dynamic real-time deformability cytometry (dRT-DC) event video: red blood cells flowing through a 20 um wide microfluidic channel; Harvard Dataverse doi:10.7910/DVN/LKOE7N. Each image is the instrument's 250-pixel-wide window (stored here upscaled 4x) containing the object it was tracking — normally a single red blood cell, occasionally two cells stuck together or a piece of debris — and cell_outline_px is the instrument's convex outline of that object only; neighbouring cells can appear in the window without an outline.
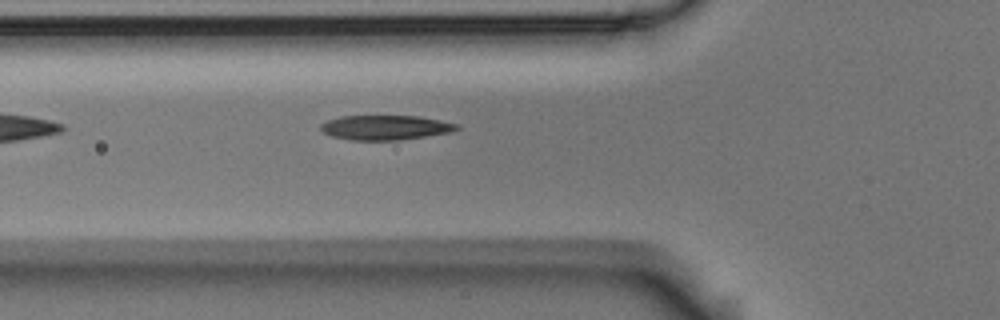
{"species": "Egyptian fruit bat (a non-hibernating species)", "species_latin": "Rousettus aegyptiacus", "temperature_condition": "room temperature", "stored_images_in_passage": 3, "camera_frame_rate_fps": 3000, "um_per_image_px": 0.085, "animal": {"sex": "male"}, "frame": {"image": 1, "passage_image": 3, "time_ms": 0.667, "image_size_px": [1000, 320], "cell_outline_px": [[460, 128], [452, 132], [400, 140], [348, 140], [332, 136], [324, 132], [320, 128], [320, 124], [328, 120], [340, 116], [416, 116], [440, 120], [460, 124]], "centroid_in_image_um": [32.78, 10.84], "position_along_channel_um": 93.0, "area_um2": 19.59}}